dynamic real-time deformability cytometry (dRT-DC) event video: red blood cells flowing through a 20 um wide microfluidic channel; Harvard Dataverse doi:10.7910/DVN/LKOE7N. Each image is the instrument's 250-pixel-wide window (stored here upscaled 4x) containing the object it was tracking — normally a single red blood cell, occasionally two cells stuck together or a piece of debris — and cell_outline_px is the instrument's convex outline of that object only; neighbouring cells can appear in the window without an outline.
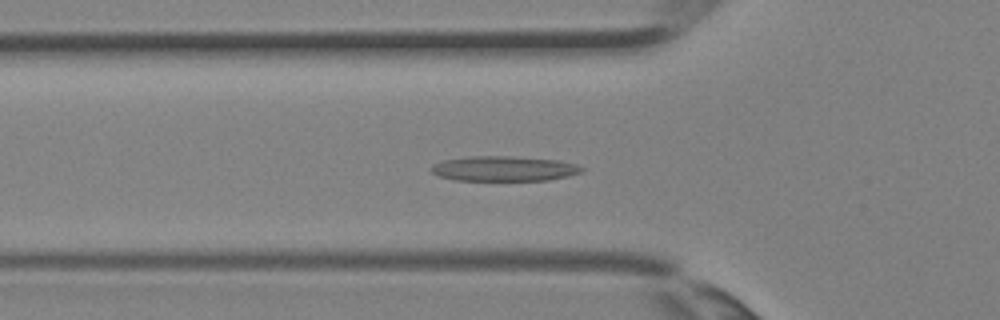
{"species": "Egyptian fruit bat (a non-hibernating species)", "species_latin": "Rousettus aegyptiacus", "temperature_condition": "room temperature", "stored_images_in_passage": 26, "camera_frame_rate_fps": 3000, "um_per_image_px": 0.085, "animal": {"sex": "female"}, "frame": {"image": 1, "passage_image": 2, "time_ms": 0.333, "image_size_px": [1000, 320], "cell_outline_px": [[584, 168], [580, 172], [568, 176], [548, 180], [456, 180], [440, 176], [432, 172], [432, 164], [444, 160], [472, 156], [508, 156], [560, 160], [576, 164]], "centroid_in_image_um": [42.86, 14.33], "position_along_channel_um": 82.9, "area_um2": 21.73}}
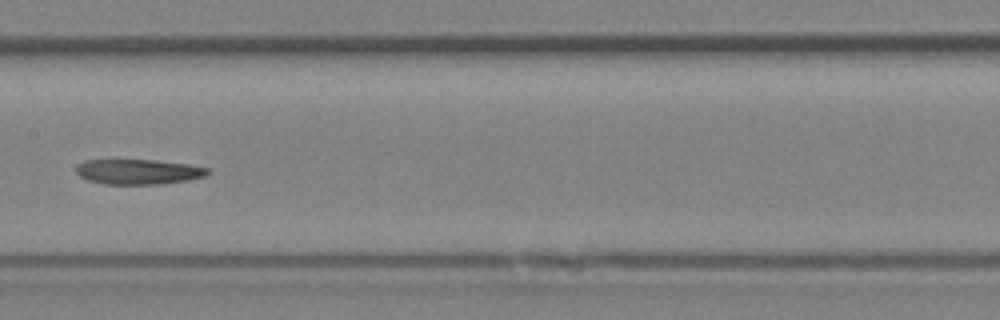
{"frame": {"image": 2, "passage_image": 8, "time_ms": 2.333, "image_size_px": [1000, 320], "cell_outline_px": [[212, 172], [204, 176], [188, 180], [160, 184], [104, 184], [88, 180], [80, 176], [76, 172], [76, 168], [84, 160], [156, 160], [188, 164], [212, 168]], "centroid_in_image_um": [11.82, 14.59], "position_along_channel_um": 195.6, "area_um2": 19.31}}
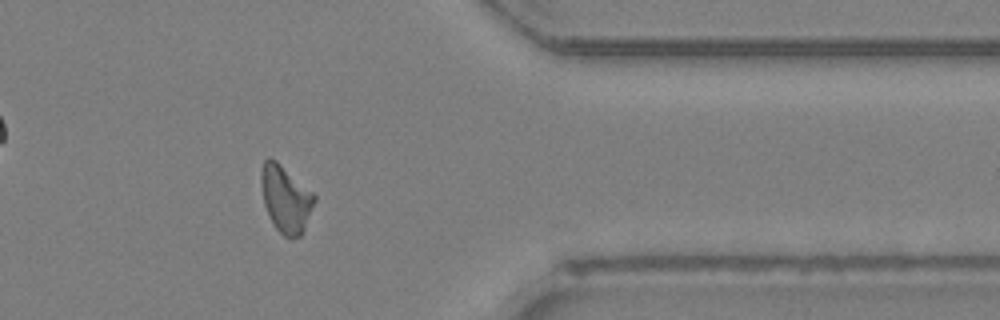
{"frame": {"image": 3, "passage_image": 19, "time_ms": 6.0, "image_size_px": [1000, 320], "cell_outline_px": [[316, 200], [304, 228], [300, 236], [292, 240], [284, 236], [272, 224], [268, 216], [264, 204], [260, 184], [260, 172], [264, 160], [268, 156], [272, 156], [312, 192], [316, 196]], "centroid_in_image_um": [24.25, 16.89], "position_along_channel_um": 387.2, "area_um2": 20.98}}